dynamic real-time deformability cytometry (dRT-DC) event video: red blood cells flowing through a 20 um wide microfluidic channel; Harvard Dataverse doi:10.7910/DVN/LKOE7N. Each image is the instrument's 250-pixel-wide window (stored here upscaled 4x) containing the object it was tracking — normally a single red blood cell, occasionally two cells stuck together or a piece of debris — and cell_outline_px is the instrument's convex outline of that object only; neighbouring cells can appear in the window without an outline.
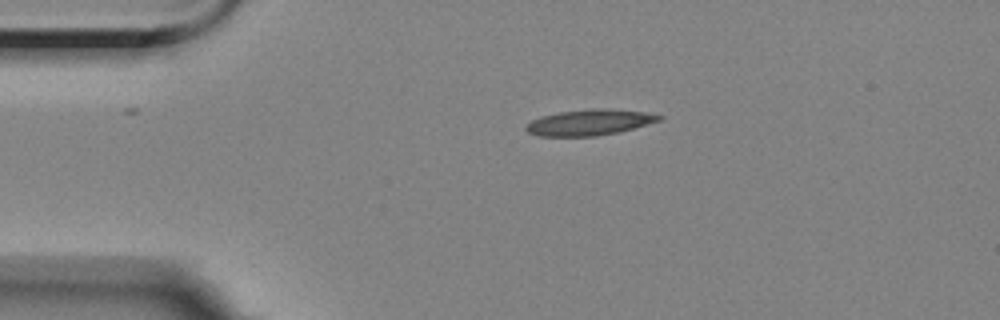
{"species": "Egyptian fruit bat (a non-hibernating species)", "species_latin": "Rousettus aegyptiacus", "temperature_condition": "room temperature", "stored_images_in_passage": 2, "camera_frame_rate_fps": 3000, "um_per_image_px": 0.085, "animal": {"sex": "female"}, "frame": {"image": 1, "passage_image": 1, "time_ms": 0.0, "image_size_px": [1000, 320], "cell_outline_px": [[664, 116], [660, 120], [632, 128], [616, 132], [596, 136], [536, 136], [528, 132], [524, 128], [532, 120], [540, 116], [560, 112], [592, 108], [604, 108], [644, 112]], "centroid_in_image_um": [50.06, 10.4], "position_along_channel_um": 34.9, "area_um2": 19.83}}